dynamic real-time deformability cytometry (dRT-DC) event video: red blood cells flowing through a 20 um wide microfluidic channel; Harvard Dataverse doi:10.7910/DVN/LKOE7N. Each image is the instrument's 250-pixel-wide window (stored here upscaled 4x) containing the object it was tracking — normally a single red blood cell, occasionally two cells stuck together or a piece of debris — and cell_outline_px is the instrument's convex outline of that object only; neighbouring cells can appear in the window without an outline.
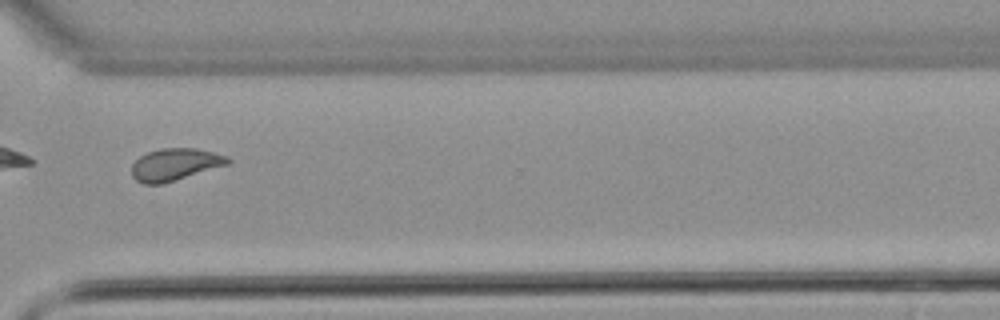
{"species": "common noctule bat (a hibernating species)", "species_latin": "Nyctalus noctula", "temperature_condition": "warm", "stored_images_in_passage": 13, "camera_frame_rate_fps": 3000, "um_per_image_px": 0.085, "animal": {"sex": "male", "body_mass_g": 21.5, "forearm_length_mm": 52.0}, "frame": {"image": 1, "passage_image": 10, "time_ms": 3.0, "image_size_px": [1000, 320], "cell_outline_px": [[232, 160], [228, 164], [160, 184], [144, 184], [136, 180], [132, 176], [132, 164], [140, 156], [148, 152], [160, 148], [196, 148], [228, 156]], "centroid_in_image_um": [14.86, 13.96], "position_along_channel_um": 355.7, "area_um2": 17.74}}